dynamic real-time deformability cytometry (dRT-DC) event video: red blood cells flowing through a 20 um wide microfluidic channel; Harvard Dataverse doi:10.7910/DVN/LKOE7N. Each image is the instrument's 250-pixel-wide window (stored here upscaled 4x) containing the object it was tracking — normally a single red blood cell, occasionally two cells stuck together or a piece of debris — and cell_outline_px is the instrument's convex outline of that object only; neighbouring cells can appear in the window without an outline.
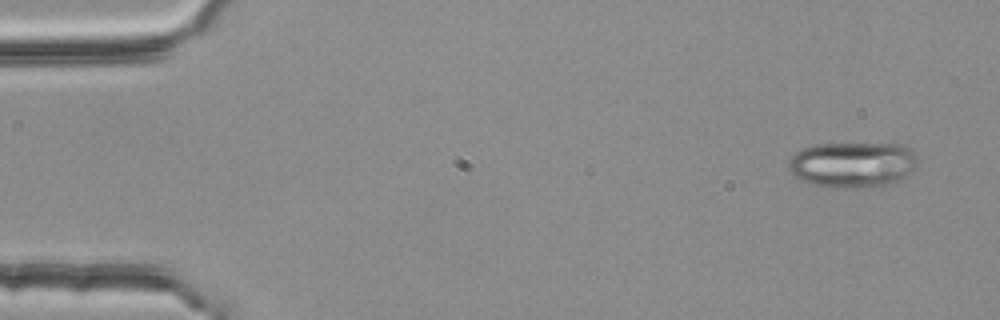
{"species": "common noctule bat (a hibernating species)", "species_latin": "Nyctalus noctula", "temperature_condition": "room temperature", "stored_images_in_passage": 52, "camera_frame_rate_fps": 3000, "um_per_image_px": 0.085, "animal": {"sex": "female", "body_mass_g": 25.1}, "frame": {"image": 1, "passage_image": 1, "time_ms": 0.0, "image_size_px": [1000, 320], "cell_outline_px": [[920, 160], [916, 168], [908, 176], [884, 188], [836, 188], [812, 184], [796, 176], [788, 168], [788, 160], [800, 148], [816, 144], [904, 144], [912, 148]], "centroid_in_image_um": [72.57, 14.0], "position_along_channel_um": 12.4, "area_um2": 35.32}}
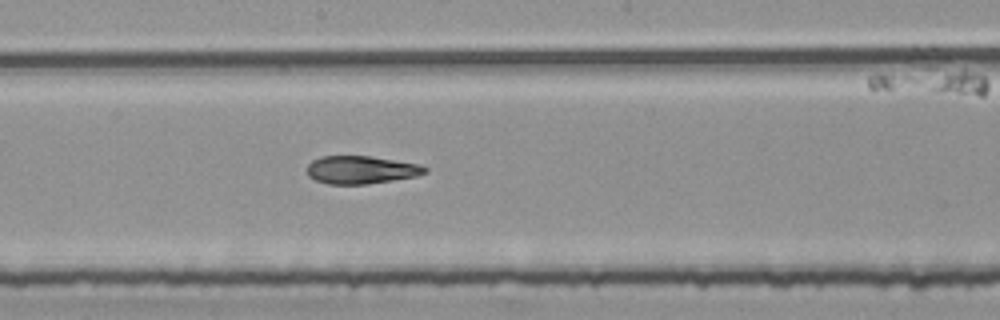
{"frame": {"image": 2, "passage_image": 27, "time_ms": 8.667, "image_size_px": [1000, 320], "cell_outline_px": [[428, 172], [416, 176], [368, 184], [328, 184], [316, 180], [308, 176], [308, 164], [312, 160], [320, 156], [368, 156], [420, 164], [428, 168]], "centroid_in_image_um": [30.69, 14.43], "position_along_channel_um": 217.5, "area_um2": 19.13}}
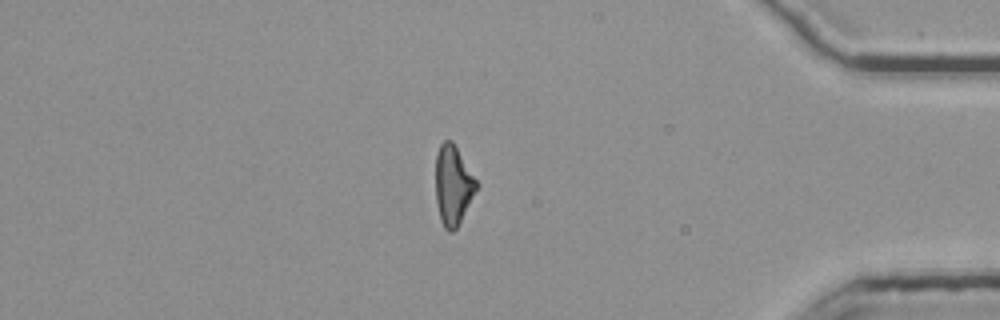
{"frame": {"image": 3, "passage_image": 44, "time_ms": 14.333, "image_size_px": [1000, 320], "cell_outline_px": [[480, 184], [456, 228], [452, 232], [448, 232], [444, 228], [440, 220], [436, 200], [436, 152], [440, 144], [444, 140], [452, 140]], "centroid_in_image_um": [38.51, 15.72], "position_along_channel_um": 396.7, "area_um2": 19.02}, "authors_computed_cell_mechanics": {"area_um2": 19.9699, "velocity_mm_per_s": 3.804, "shape_relaxation_time_tau1_ms": null, "shape_relaxation_time_tau2_ms": 3.6279, "deformation_change_tau1": null, "deformation_change_tau2": 0.1238}}